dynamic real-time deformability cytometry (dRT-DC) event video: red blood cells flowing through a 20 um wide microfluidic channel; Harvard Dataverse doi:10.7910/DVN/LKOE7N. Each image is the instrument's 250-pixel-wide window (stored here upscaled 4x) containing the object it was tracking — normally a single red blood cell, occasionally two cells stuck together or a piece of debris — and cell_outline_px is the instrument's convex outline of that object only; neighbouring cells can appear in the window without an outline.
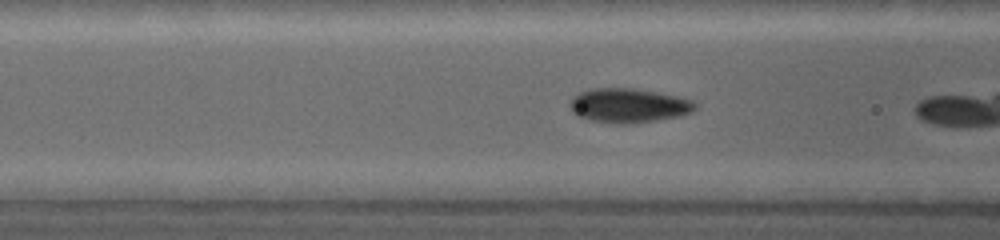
{"species": "common noctule bat (a hibernating species)", "species_latin": "Nyctalus noctula", "temperature_condition": "warm", "stored_images_in_passage": 63, "camera_frame_rate_fps": 5000, "um_per_image_px": 0.085, "animal": {"sex": "female", "body_mass_g": 19.0, "forearm_length_mm": 53.3}, "frame": {"image": 1, "passage_image": 10, "time_ms": 1.8, "image_size_px": [1000, 240], "cell_outline_px": [[696, 108], [692, 112], [680, 116], [656, 120], [628, 124], [612, 124], [588, 120], [576, 116], [572, 112], [568, 104], [580, 92], [600, 88], [620, 88], [652, 92], [676, 96], [688, 100], [696, 104]], "centroid_in_image_um": [53.38, 9.01], "position_along_channel_um": 113.2, "area_um2": 24.62}}
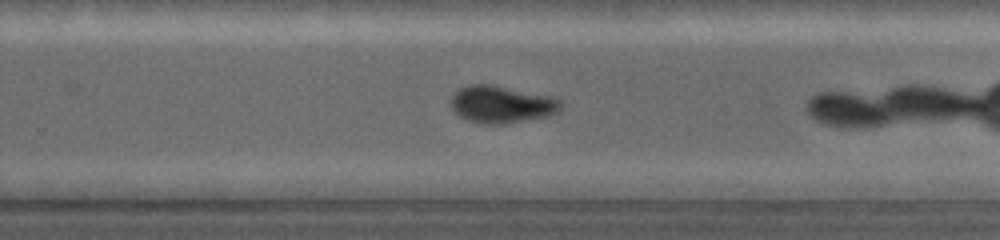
{"frame": {"image": 2, "passage_image": 30, "time_ms": 5.8, "image_size_px": [1000, 240], "cell_outline_px": [[564, 104], [560, 112], [548, 116], [500, 124], [484, 124], [468, 120], [460, 116], [448, 104], [452, 96], [460, 88], [472, 84], [488, 84], [548, 96], [560, 100]], "centroid_in_image_um": [42.63, 8.88], "position_along_channel_um": 287.2, "area_um2": 23.58}}
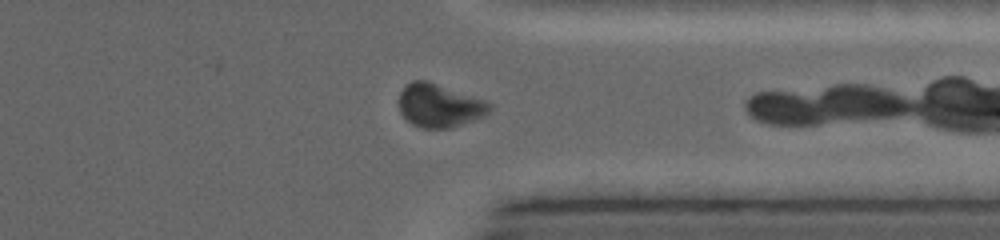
{"frame": {"image": 3, "passage_image": 40, "time_ms": 7.8, "image_size_px": [1000, 240], "cell_outline_px": [[492, 108], [484, 116], [452, 128], [424, 128], [412, 124], [400, 112], [400, 92], [404, 84], [412, 80], [428, 80], [484, 100], [492, 104]], "centroid_in_image_um": [37.34, 8.96], "position_along_channel_um": 374.1, "area_um2": 22.89}, "authors_computed_cell_mechanics": {"area_um2": 23.12, "velocity_mm_per_s": 4.3592, "shape_relaxation_time_tau1_ms": 3.9595, "shape_relaxation_time_tau2_ms": 1.2792, "deformation_change_tau1": 0.1399, "deformation_change_tau2": 0.0273}}